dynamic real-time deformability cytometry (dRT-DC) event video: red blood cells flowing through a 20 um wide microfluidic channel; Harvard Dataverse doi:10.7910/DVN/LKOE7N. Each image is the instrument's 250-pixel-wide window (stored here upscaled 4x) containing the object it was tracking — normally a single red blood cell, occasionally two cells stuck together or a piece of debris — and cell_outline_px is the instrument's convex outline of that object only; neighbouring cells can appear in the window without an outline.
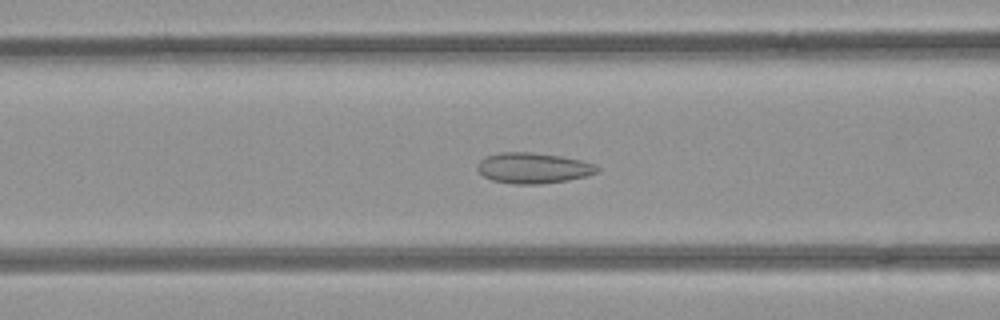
{"species": "common noctule bat (a hibernating species)", "species_latin": "Nyctalus noctula", "temperature_condition": "room temperature", "stored_images_in_passage": 51, "camera_frame_rate_fps": 3000, "um_per_image_px": 0.085, "animal": {"sex": "female", "body_mass_g": 21.9}, "frame": {"image": 1, "passage_image": 21, "time_ms": 6.667, "image_size_px": [1000, 320], "cell_outline_px": [[600, 172], [588, 176], [568, 180], [540, 184], [512, 184], [492, 180], [484, 176], [476, 168], [476, 164], [480, 160], [488, 156], [500, 152], [528, 152], [560, 156], [584, 160], [596, 164], [600, 168]], "centroid_in_image_um": [45.37, 14.29], "position_along_channel_um": 121.2, "area_um2": 21.62}}
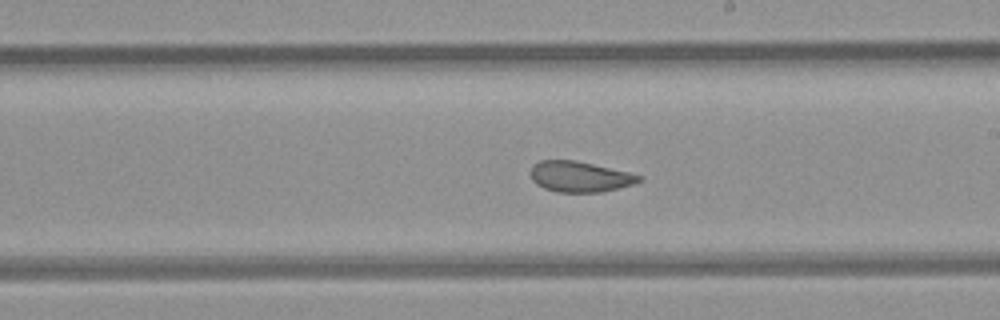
{"frame": {"image": 2, "passage_image": 30, "time_ms": 9.667, "image_size_px": [1000, 320], "cell_outline_px": [[644, 180], [632, 184], [600, 192], [556, 192], [544, 188], [536, 184], [532, 180], [528, 172], [532, 164], [540, 160], [576, 160], [628, 172], [644, 176]], "centroid_in_image_um": [49.23, 15.0], "position_along_channel_um": 239.8, "area_um2": 19.54}}
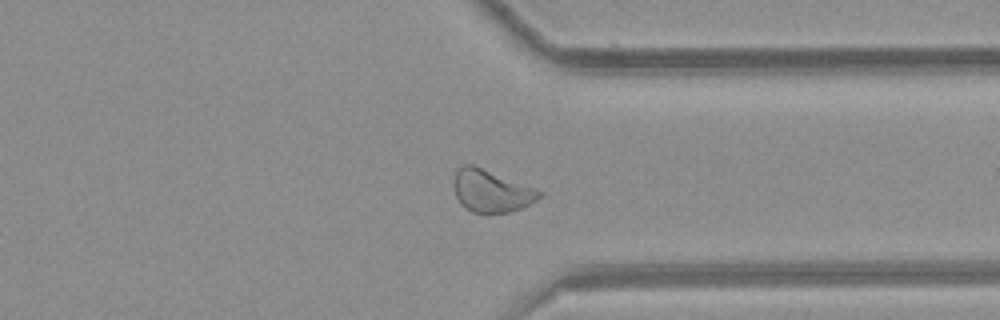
{"frame": {"image": 3, "passage_image": 40, "time_ms": 13.0, "image_size_px": [1000, 320], "cell_outline_px": [[544, 196], [520, 208], [508, 212], [472, 212], [464, 208], [460, 204], [456, 196], [452, 184], [456, 168], [464, 164], [472, 164], [536, 188], [544, 192]], "centroid_in_image_um": [41.73, 16.21], "position_along_channel_um": 369.7, "area_um2": 21.21}, "authors_computed_cell_mechanics": {"area_um2": 21.7906, "velocity_mm_per_s": 3.9458, "shape_relaxation_time_tau1_ms": null, "shape_relaxation_time_tau2_ms": 1.8298, "deformation_change_tau1": null, "deformation_change_tau2": 0.0719}}